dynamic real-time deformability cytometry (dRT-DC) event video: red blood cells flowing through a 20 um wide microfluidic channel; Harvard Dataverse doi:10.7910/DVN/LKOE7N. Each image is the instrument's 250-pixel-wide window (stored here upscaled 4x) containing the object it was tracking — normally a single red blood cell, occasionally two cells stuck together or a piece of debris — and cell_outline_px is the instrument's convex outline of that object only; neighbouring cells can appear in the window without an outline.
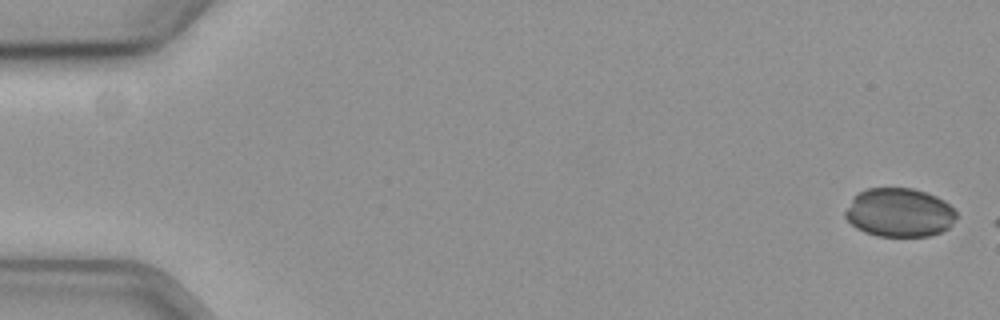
{"species": "common noctule bat (a hibernating species)", "species_latin": "Nyctalus noctula", "temperature_condition": "cold", "stored_images_in_passage": 11, "camera_frame_rate_fps": 3000, "um_per_image_px": 0.085, "animal": {"sex": "female", "body_mass_g": 19.3, "forearm_length_mm": 54.1}, "frame": {"image": 1, "passage_image": 1, "time_ms": 0.0, "image_size_px": [1000, 320], "cell_outline_px": [[956, 216], [952, 224], [948, 228], [940, 232], [928, 236], [876, 236], [864, 232], [856, 228], [844, 216], [844, 212], [852, 200], [860, 192], [868, 188], [912, 188], [936, 196], [944, 200], [956, 212]], "centroid_in_image_um": [76.44, 18.08], "position_along_channel_um": 8.6, "area_um2": 31.39}}